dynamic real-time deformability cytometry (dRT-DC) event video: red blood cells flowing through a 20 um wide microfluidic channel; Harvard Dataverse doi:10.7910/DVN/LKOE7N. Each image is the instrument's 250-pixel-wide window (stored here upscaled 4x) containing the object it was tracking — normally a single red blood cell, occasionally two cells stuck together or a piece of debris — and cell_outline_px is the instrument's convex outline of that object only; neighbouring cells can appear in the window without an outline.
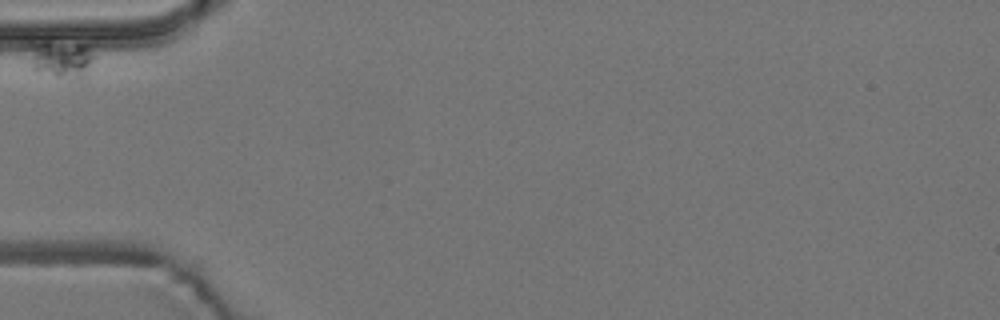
{"species": "common noctule bat (a hibernating species)", "species_latin": "Nyctalus noctula", "temperature_condition": "room temperature", "stored_images_in_passage": 7, "camera_frame_rate_fps": 3000, "um_per_image_px": 0.085, "animal": {"sex": "male", "body_mass_g": 19.2, "forearm_length_mm": 51.8}, "frame": {"image": 1, "passage_image": 1, "time_ms": 0.0, "image_size_px": [1000, 320], "cell_outline_px": [[96, 56], [88, 72], [84, 76], [56, 76], [36, 72], [32, 68], [28, 60], [28, 40], [48, 40], [88, 44]], "centroid_in_image_um": [5.12, 4.91], "position_along_channel_um": 79.9, "area_um2": 14.97}}
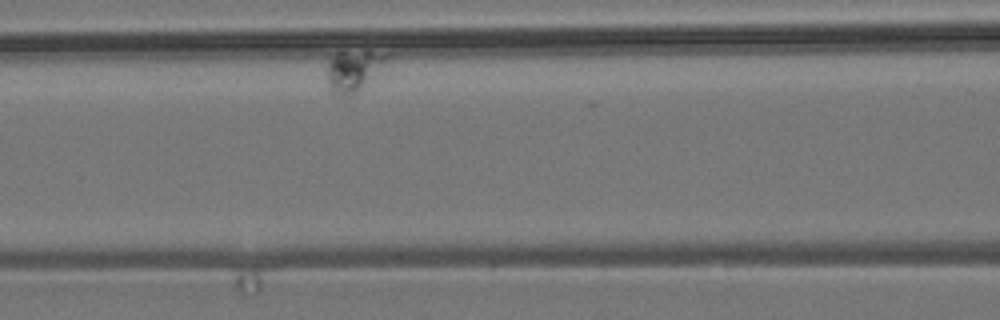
{"frame": {"image": 2, "passage_image": 3, "time_ms": 4.0, "image_size_px": [1000, 320], "cell_outline_px": [[388, 56], [364, 84], [356, 92], [340, 96], [332, 92], [328, 84], [328, 60], [336, 52], [388, 52]], "centroid_in_image_um": [29.95, 5.97], "position_along_channel_um": 136.6, "area_um2": 13.29}}
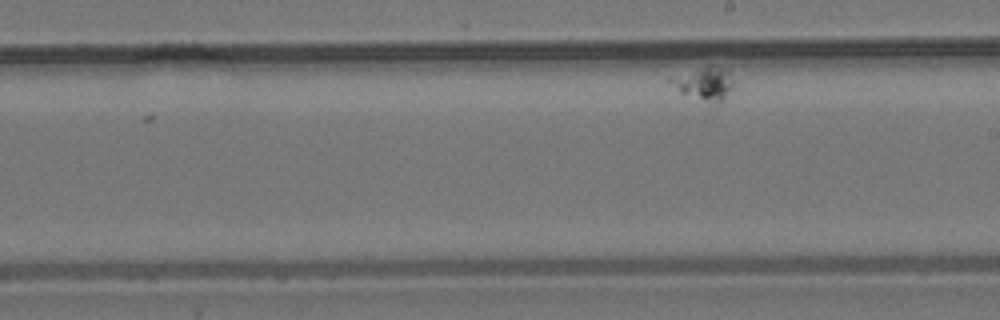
{"frame": {"image": 3, "passage_image": 7, "time_ms": 8.667, "image_size_px": [1000, 320], "cell_outline_px": [[732, 88], [724, 100], [716, 100], [680, 92], [664, 80], [708, 64], [712, 64], [728, 68], [732, 76]], "centroid_in_image_um": [59.88, 6.98], "position_along_channel_um": 229.1, "area_um2": 11.68}}